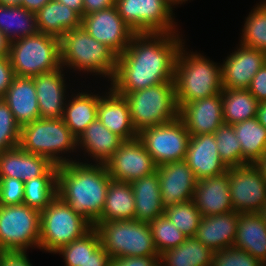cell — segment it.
<instances>
[{"instance_id": "obj_1", "label": "cell", "mask_w": 266, "mask_h": 266, "mask_svg": "<svg viewBox=\"0 0 266 266\" xmlns=\"http://www.w3.org/2000/svg\"><path fill=\"white\" fill-rule=\"evenodd\" d=\"M182 41L179 33L135 34L117 58L110 87L119 95H127L174 81L176 58Z\"/></svg>"}, {"instance_id": "obj_2", "label": "cell", "mask_w": 266, "mask_h": 266, "mask_svg": "<svg viewBox=\"0 0 266 266\" xmlns=\"http://www.w3.org/2000/svg\"><path fill=\"white\" fill-rule=\"evenodd\" d=\"M111 177L105 164L58 165L57 195L93 226L100 218Z\"/></svg>"}, {"instance_id": "obj_3", "label": "cell", "mask_w": 266, "mask_h": 266, "mask_svg": "<svg viewBox=\"0 0 266 266\" xmlns=\"http://www.w3.org/2000/svg\"><path fill=\"white\" fill-rule=\"evenodd\" d=\"M184 43L176 58L174 84L178 108L185 103L222 92L221 64L197 52H186Z\"/></svg>"}, {"instance_id": "obj_4", "label": "cell", "mask_w": 266, "mask_h": 266, "mask_svg": "<svg viewBox=\"0 0 266 266\" xmlns=\"http://www.w3.org/2000/svg\"><path fill=\"white\" fill-rule=\"evenodd\" d=\"M118 56L105 44L91 37L81 26L67 31L60 38L61 66L95 73L112 81ZM70 67V68H69Z\"/></svg>"}, {"instance_id": "obj_5", "label": "cell", "mask_w": 266, "mask_h": 266, "mask_svg": "<svg viewBox=\"0 0 266 266\" xmlns=\"http://www.w3.org/2000/svg\"><path fill=\"white\" fill-rule=\"evenodd\" d=\"M19 146L28 153L47 157L55 165L76 162L66 156L63 158L68 151H76L77 138L62 118H39L22 126Z\"/></svg>"}, {"instance_id": "obj_6", "label": "cell", "mask_w": 266, "mask_h": 266, "mask_svg": "<svg viewBox=\"0 0 266 266\" xmlns=\"http://www.w3.org/2000/svg\"><path fill=\"white\" fill-rule=\"evenodd\" d=\"M129 107L132 124L139 133L179 117L174 81L122 95Z\"/></svg>"}, {"instance_id": "obj_7", "label": "cell", "mask_w": 266, "mask_h": 266, "mask_svg": "<svg viewBox=\"0 0 266 266\" xmlns=\"http://www.w3.org/2000/svg\"><path fill=\"white\" fill-rule=\"evenodd\" d=\"M101 246L111 259L134 256H160L148 222L116 220L95 223Z\"/></svg>"}, {"instance_id": "obj_8", "label": "cell", "mask_w": 266, "mask_h": 266, "mask_svg": "<svg viewBox=\"0 0 266 266\" xmlns=\"http://www.w3.org/2000/svg\"><path fill=\"white\" fill-rule=\"evenodd\" d=\"M9 58L15 76L33 77L61 67L60 39L38 32L10 45Z\"/></svg>"}, {"instance_id": "obj_9", "label": "cell", "mask_w": 266, "mask_h": 266, "mask_svg": "<svg viewBox=\"0 0 266 266\" xmlns=\"http://www.w3.org/2000/svg\"><path fill=\"white\" fill-rule=\"evenodd\" d=\"M93 228L58 195L41 212L39 249L49 253L81 238Z\"/></svg>"}, {"instance_id": "obj_10", "label": "cell", "mask_w": 266, "mask_h": 266, "mask_svg": "<svg viewBox=\"0 0 266 266\" xmlns=\"http://www.w3.org/2000/svg\"><path fill=\"white\" fill-rule=\"evenodd\" d=\"M41 212L25 204L0 205V251L39 249Z\"/></svg>"}, {"instance_id": "obj_11", "label": "cell", "mask_w": 266, "mask_h": 266, "mask_svg": "<svg viewBox=\"0 0 266 266\" xmlns=\"http://www.w3.org/2000/svg\"><path fill=\"white\" fill-rule=\"evenodd\" d=\"M115 6L135 34L177 32L174 9L167 0H115Z\"/></svg>"}, {"instance_id": "obj_12", "label": "cell", "mask_w": 266, "mask_h": 266, "mask_svg": "<svg viewBox=\"0 0 266 266\" xmlns=\"http://www.w3.org/2000/svg\"><path fill=\"white\" fill-rule=\"evenodd\" d=\"M138 138L159 166L184 160L191 134L178 117L166 124L143 129L138 133Z\"/></svg>"}, {"instance_id": "obj_13", "label": "cell", "mask_w": 266, "mask_h": 266, "mask_svg": "<svg viewBox=\"0 0 266 266\" xmlns=\"http://www.w3.org/2000/svg\"><path fill=\"white\" fill-rule=\"evenodd\" d=\"M233 209L237 213H259L266 203V180L254 164L228 168Z\"/></svg>"}, {"instance_id": "obj_14", "label": "cell", "mask_w": 266, "mask_h": 266, "mask_svg": "<svg viewBox=\"0 0 266 266\" xmlns=\"http://www.w3.org/2000/svg\"><path fill=\"white\" fill-rule=\"evenodd\" d=\"M105 165L112 180L127 183L157 172L158 167L138 137L124 140Z\"/></svg>"}, {"instance_id": "obj_15", "label": "cell", "mask_w": 266, "mask_h": 266, "mask_svg": "<svg viewBox=\"0 0 266 266\" xmlns=\"http://www.w3.org/2000/svg\"><path fill=\"white\" fill-rule=\"evenodd\" d=\"M81 26L91 37L105 44L117 56L125 51L135 35L119 15L115 5L83 16Z\"/></svg>"}, {"instance_id": "obj_16", "label": "cell", "mask_w": 266, "mask_h": 266, "mask_svg": "<svg viewBox=\"0 0 266 266\" xmlns=\"http://www.w3.org/2000/svg\"><path fill=\"white\" fill-rule=\"evenodd\" d=\"M157 174L160 180L161 201L165 209L193 200L198 179L184 160L159 165Z\"/></svg>"}, {"instance_id": "obj_17", "label": "cell", "mask_w": 266, "mask_h": 266, "mask_svg": "<svg viewBox=\"0 0 266 266\" xmlns=\"http://www.w3.org/2000/svg\"><path fill=\"white\" fill-rule=\"evenodd\" d=\"M230 54L221 65L222 86L226 89H247L266 63V52L239 45Z\"/></svg>"}, {"instance_id": "obj_18", "label": "cell", "mask_w": 266, "mask_h": 266, "mask_svg": "<svg viewBox=\"0 0 266 266\" xmlns=\"http://www.w3.org/2000/svg\"><path fill=\"white\" fill-rule=\"evenodd\" d=\"M58 165L47 157L31 154L20 146L0 153V177H10L23 182L40 176H57Z\"/></svg>"}, {"instance_id": "obj_19", "label": "cell", "mask_w": 266, "mask_h": 266, "mask_svg": "<svg viewBox=\"0 0 266 266\" xmlns=\"http://www.w3.org/2000/svg\"><path fill=\"white\" fill-rule=\"evenodd\" d=\"M179 118L191 136L215 133L224 123L222 92L208 98L185 103L179 108Z\"/></svg>"}, {"instance_id": "obj_20", "label": "cell", "mask_w": 266, "mask_h": 266, "mask_svg": "<svg viewBox=\"0 0 266 266\" xmlns=\"http://www.w3.org/2000/svg\"><path fill=\"white\" fill-rule=\"evenodd\" d=\"M230 197L227 170L221 175L199 179L193 201L201 216H213L234 211Z\"/></svg>"}, {"instance_id": "obj_21", "label": "cell", "mask_w": 266, "mask_h": 266, "mask_svg": "<svg viewBox=\"0 0 266 266\" xmlns=\"http://www.w3.org/2000/svg\"><path fill=\"white\" fill-rule=\"evenodd\" d=\"M184 161L198 180L221 175L228 170L219 156L214 133L191 136Z\"/></svg>"}, {"instance_id": "obj_22", "label": "cell", "mask_w": 266, "mask_h": 266, "mask_svg": "<svg viewBox=\"0 0 266 266\" xmlns=\"http://www.w3.org/2000/svg\"><path fill=\"white\" fill-rule=\"evenodd\" d=\"M63 67L48 73L33 76L37 100L42 119L62 118L67 102Z\"/></svg>"}, {"instance_id": "obj_23", "label": "cell", "mask_w": 266, "mask_h": 266, "mask_svg": "<svg viewBox=\"0 0 266 266\" xmlns=\"http://www.w3.org/2000/svg\"><path fill=\"white\" fill-rule=\"evenodd\" d=\"M97 118L108 130L123 140L138 137L125 98L117 94L111 87L108 93L106 92L99 99Z\"/></svg>"}, {"instance_id": "obj_24", "label": "cell", "mask_w": 266, "mask_h": 266, "mask_svg": "<svg viewBox=\"0 0 266 266\" xmlns=\"http://www.w3.org/2000/svg\"><path fill=\"white\" fill-rule=\"evenodd\" d=\"M238 214L202 216L195 238L214 252L234 246L238 225Z\"/></svg>"}, {"instance_id": "obj_25", "label": "cell", "mask_w": 266, "mask_h": 266, "mask_svg": "<svg viewBox=\"0 0 266 266\" xmlns=\"http://www.w3.org/2000/svg\"><path fill=\"white\" fill-rule=\"evenodd\" d=\"M2 99L9 106L20 127L41 118L32 77L15 76Z\"/></svg>"}, {"instance_id": "obj_26", "label": "cell", "mask_w": 266, "mask_h": 266, "mask_svg": "<svg viewBox=\"0 0 266 266\" xmlns=\"http://www.w3.org/2000/svg\"><path fill=\"white\" fill-rule=\"evenodd\" d=\"M124 140L108 130L98 118L90 123L77 139V146L93 157L97 164H105ZM97 161V162H96Z\"/></svg>"}, {"instance_id": "obj_27", "label": "cell", "mask_w": 266, "mask_h": 266, "mask_svg": "<svg viewBox=\"0 0 266 266\" xmlns=\"http://www.w3.org/2000/svg\"><path fill=\"white\" fill-rule=\"evenodd\" d=\"M130 184L135 201V220L149 223L164 214L157 172L134 180Z\"/></svg>"}, {"instance_id": "obj_28", "label": "cell", "mask_w": 266, "mask_h": 266, "mask_svg": "<svg viewBox=\"0 0 266 266\" xmlns=\"http://www.w3.org/2000/svg\"><path fill=\"white\" fill-rule=\"evenodd\" d=\"M234 247L266 263V224L259 213H239Z\"/></svg>"}, {"instance_id": "obj_29", "label": "cell", "mask_w": 266, "mask_h": 266, "mask_svg": "<svg viewBox=\"0 0 266 266\" xmlns=\"http://www.w3.org/2000/svg\"><path fill=\"white\" fill-rule=\"evenodd\" d=\"M35 15L38 31L59 39L67 31L81 27L82 17L57 0H50Z\"/></svg>"}, {"instance_id": "obj_30", "label": "cell", "mask_w": 266, "mask_h": 266, "mask_svg": "<svg viewBox=\"0 0 266 266\" xmlns=\"http://www.w3.org/2000/svg\"><path fill=\"white\" fill-rule=\"evenodd\" d=\"M99 94L79 92L67 100L62 119L78 139L87 126L97 119Z\"/></svg>"}, {"instance_id": "obj_31", "label": "cell", "mask_w": 266, "mask_h": 266, "mask_svg": "<svg viewBox=\"0 0 266 266\" xmlns=\"http://www.w3.org/2000/svg\"><path fill=\"white\" fill-rule=\"evenodd\" d=\"M135 220V201L130 183L110 180L103 212L95 223Z\"/></svg>"}, {"instance_id": "obj_32", "label": "cell", "mask_w": 266, "mask_h": 266, "mask_svg": "<svg viewBox=\"0 0 266 266\" xmlns=\"http://www.w3.org/2000/svg\"><path fill=\"white\" fill-rule=\"evenodd\" d=\"M214 251L195 237L160 254V266H212Z\"/></svg>"}, {"instance_id": "obj_33", "label": "cell", "mask_w": 266, "mask_h": 266, "mask_svg": "<svg viewBox=\"0 0 266 266\" xmlns=\"http://www.w3.org/2000/svg\"><path fill=\"white\" fill-rule=\"evenodd\" d=\"M0 31L14 42L38 33L36 15L22 6L0 4Z\"/></svg>"}, {"instance_id": "obj_34", "label": "cell", "mask_w": 266, "mask_h": 266, "mask_svg": "<svg viewBox=\"0 0 266 266\" xmlns=\"http://www.w3.org/2000/svg\"><path fill=\"white\" fill-rule=\"evenodd\" d=\"M259 102L248 89H222V112L225 124L235 125L256 117Z\"/></svg>"}, {"instance_id": "obj_35", "label": "cell", "mask_w": 266, "mask_h": 266, "mask_svg": "<svg viewBox=\"0 0 266 266\" xmlns=\"http://www.w3.org/2000/svg\"><path fill=\"white\" fill-rule=\"evenodd\" d=\"M233 127L241 144L243 165L254 164L266 152V128L256 117Z\"/></svg>"}, {"instance_id": "obj_36", "label": "cell", "mask_w": 266, "mask_h": 266, "mask_svg": "<svg viewBox=\"0 0 266 266\" xmlns=\"http://www.w3.org/2000/svg\"><path fill=\"white\" fill-rule=\"evenodd\" d=\"M57 196V176H40L24 182L23 204L42 212Z\"/></svg>"}, {"instance_id": "obj_37", "label": "cell", "mask_w": 266, "mask_h": 266, "mask_svg": "<svg viewBox=\"0 0 266 266\" xmlns=\"http://www.w3.org/2000/svg\"><path fill=\"white\" fill-rule=\"evenodd\" d=\"M256 6L245 20L240 45L266 52V2Z\"/></svg>"}, {"instance_id": "obj_38", "label": "cell", "mask_w": 266, "mask_h": 266, "mask_svg": "<svg viewBox=\"0 0 266 266\" xmlns=\"http://www.w3.org/2000/svg\"><path fill=\"white\" fill-rule=\"evenodd\" d=\"M101 246L99 233L93 227L89 232L61 247L56 253L64 257L65 266H80Z\"/></svg>"}, {"instance_id": "obj_39", "label": "cell", "mask_w": 266, "mask_h": 266, "mask_svg": "<svg viewBox=\"0 0 266 266\" xmlns=\"http://www.w3.org/2000/svg\"><path fill=\"white\" fill-rule=\"evenodd\" d=\"M214 135L219 156L225 165L228 168L243 166L241 144L236 137L233 125L223 123Z\"/></svg>"}, {"instance_id": "obj_40", "label": "cell", "mask_w": 266, "mask_h": 266, "mask_svg": "<svg viewBox=\"0 0 266 266\" xmlns=\"http://www.w3.org/2000/svg\"><path fill=\"white\" fill-rule=\"evenodd\" d=\"M164 214L187 238L195 237L202 216L193 200L169 206Z\"/></svg>"}, {"instance_id": "obj_41", "label": "cell", "mask_w": 266, "mask_h": 266, "mask_svg": "<svg viewBox=\"0 0 266 266\" xmlns=\"http://www.w3.org/2000/svg\"><path fill=\"white\" fill-rule=\"evenodd\" d=\"M154 245L159 253L177 247L187 238L169 219L163 214L149 222Z\"/></svg>"}, {"instance_id": "obj_42", "label": "cell", "mask_w": 266, "mask_h": 266, "mask_svg": "<svg viewBox=\"0 0 266 266\" xmlns=\"http://www.w3.org/2000/svg\"><path fill=\"white\" fill-rule=\"evenodd\" d=\"M21 127L6 102L0 98V153L19 146Z\"/></svg>"}, {"instance_id": "obj_43", "label": "cell", "mask_w": 266, "mask_h": 266, "mask_svg": "<svg viewBox=\"0 0 266 266\" xmlns=\"http://www.w3.org/2000/svg\"><path fill=\"white\" fill-rule=\"evenodd\" d=\"M248 252L234 246L214 252L212 266H261Z\"/></svg>"}, {"instance_id": "obj_44", "label": "cell", "mask_w": 266, "mask_h": 266, "mask_svg": "<svg viewBox=\"0 0 266 266\" xmlns=\"http://www.w3.org/2000/svg\"><path fill=\"white\" fill-rule=\"evenodd\" d=\"M24 182L10 177H0V205L23 204Z\"/></svg>"}, {"instance_id": "obj_45", "label": "cell", "mask_w": 266, "mask_h": 266, "mask_svg": "<svg viewBox=\"0 0 266 266\" xmlns=\"http://www.w3.org/2000/svg\"><path fill=\"white\" fill-rule=\"evenodd\" d=\"M247 89L258 102L266 101V63L255 74Z\"/></svg>"}, {"instance_id": "obj_46", "label": "cell", "mask_w": 266, "mask_h": 266, "mask_svg": "<svg viewBox=\"0 0 266 266\" xmlns=\"http://www.w3.org/2000/svg\"><path fill=\"white\" fill-rule=\"evenodd\" d=\"M160 256H134V257H121L112 259L110 266H160Z\"/></svg>"}, {"instance_id": "obj_47", "label": "cell", "mask_w": 266, "mask_h": 266, "mask_svg": "<svg viewBox=\"0 0 266 266\" xmlns=\"http://www.w3.org/2000/svg\"><path fill=\"white\" fill-rule=\"evenodd\" d=\"M14 77L15 73L9 56L0 57V98L4 97Z\"/></svg>"}, {"instance_id": "obj_48", "label": "cell", "mask_w": 266, "mask_h": 266, "mask_svg": "<svg viewBox=\"0 0 266 266\" xmlns=\"http://www.w3.org/2000/svg\"><path fill=\"white\" fill-rule=\"evenodd\" d=\"M26 252H0V266H32Z\"/></svg>"}, {"instance_id": "obj_49", "label": "cell", "mask_w": 266, "mask_h": 266, "mask_svg": "<svg viewBox=\"0 0 266 266\" xmlns=\"http://www.w3.org/2000/svg\"><path fill=\"white\" fill-rule=\"evenodd\" d=\"M111 256L102 246L90 254L89 258L80 266H110Z\"/></svg>"}, {"instance_id": "obj_50", "label": "cell", "mask_w": 266, "mask_h": 266, "mask_svg": "<svg viewBox=\"0 0 266 266\" xmlns=\"http://www.w3.org/2000/svg\"><path fill=\"white\" fill-rule=\"evenodd\" d=\"M114 5L115 0H83V16L108 9Z\"/></svg>"}, {"instance_id": "obj_51", "label": "cell", "mask_w": 266, "mask_h": 266, "mask_svg": "<svg viewBox=\"0 0 266 266\" xmlns=\"http://www.w3.org/2000/svg\"><path fill=\"white\" fill-rule=\"evenodd\" d=\"M49 1L50 0H21L20 6L36 14Z\"/></svg>"}, {"instance_id": "obj_52", "label": "cell", "mask_w": 266, "mask_h": 266, "mask_svg": "<svg viewBox=\"0 0 266 266\" xmlns=\"http://www.w3.org/2000/svg\"><path fill=\"white\" fill-rule=\"evenodd\" d=\"M83 17V0H57Z\"/></svg>"}, {"instance_id": "obj_53", "label": "cell", "mask_w": 266, "mask_h": 266, "mask_svg": "<svg viewBox=\"0 0 266 266\" xmlns=\"http://www.w3.org/2000/svg\"><path fill=\"white\" fill-rule=\"evenodd\" d=\"M10 40L0 31V57L9 56Z\"/></svg>"}, {"instance_id": "obj_54", "label": "cell", "mask_w": 266, "mask_h": 266, "mask_svg": "<svg viewBox=\"0 0 266 266\" xmlns=\"http://www.w3.org/2000/svg\"><path fill=\"white\" fill-rule=\"evenodd\" d=\"M256 118L266 128V101L259 102Z\"/></svg>"}, {"instance_id": "obj_55", "label": "cell", "mask_w": 266, "mask_h": 266, "mask_svg": "<svg viewBox=\"0 0 266 266\" xmlns=\"http://www.w3.org/2000/svg\"><path fill=\"white\" fill-rule=\"evenodd\" d=\"M260 170L262 177L266 180V152L254 163Z\"/></svg>"}, {"instance_id": "obj_56", "label": "cell", "mask_w": 266, "mask_h": 266, "mask_svg": "<svg viewBox=\"0 0 266 266\" xmlns=\"http://www.w3.org/2000/svg\"><path fill=\"white\" fill-rule=\"evenodd\" d=\"M21 0H0V4L8 6H20Z\"/></svg>"}, {"instance_id": "obj_57", "label": "cell", "mask_w": 266, "mask_h": 266, "mask_svg": "<svg viewBox=\"0 0 266 266\" xmlns=\"http://www.w3.org/2000/svg\"><path fill=\"white\" fill-rule=\"evenodd\" d=\"M259 214L262 216L265 224H266V203L265 205L262 207L261 211L259 212Z\"/></svg>"}, {"instance_id": "obj_58", "label": "cell", "mask_w": 266, "mask_h": 266, "mask_svg": "<svg viewBox=\"0 0 266 266\" xmlns=\"http://www.w3.org/2000/svg\"><path fill=\"white\" fill-rule=\"evenodd\" d=\"M172 6L173 5H178V4H181V3H185V1H188V0H167Z\"/></svg>"}]
</instances>
